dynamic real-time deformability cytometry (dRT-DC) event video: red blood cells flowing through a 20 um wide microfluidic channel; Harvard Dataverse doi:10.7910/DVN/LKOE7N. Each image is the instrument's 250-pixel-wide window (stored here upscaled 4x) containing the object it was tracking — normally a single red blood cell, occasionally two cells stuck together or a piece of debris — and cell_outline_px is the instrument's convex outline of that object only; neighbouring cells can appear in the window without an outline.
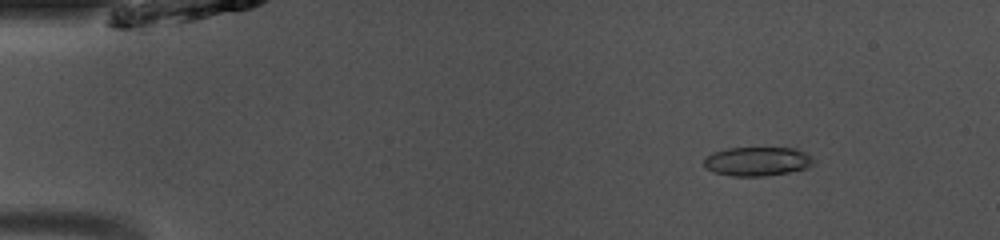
{"species": "common noctule bat (a hibernating species)", "species_latin": "Nyctalus noctula", "temperature_condition": "room temperature", "stored_images_in_passage": 49, "camera_frame_rate_fps": 3000, "um_per_image_px": 0.085, "animal": {"sex": "male", "body_mass_g": 13.0, "forearm_length_mm": 53.1}, "frame": {"image": 1, "passage_image": 7, "time_ms": 2.0, "image_size_px": [1000, 240], "cell_outline_px": [[816, 160], [808, 168], [788, 172], [764, 176], [732, 176], [712, 172], [704, 168], [704, 160], [708, 156], [716, 152], [728, 148], [796, 148], [804, 152]], "centroid_in_image_um": [64.38, 13.72], "position_along_channel_um": 20.6, "area_um2": 18.5}}
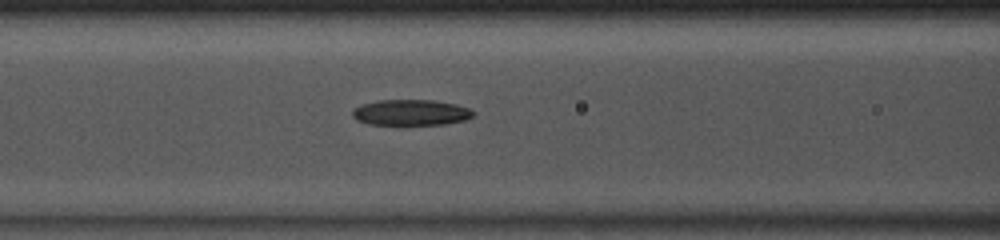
{"frame": {"image": 2, "passage_image": 21, "time_ms": 6.667, "image_size_px": [1000, 240], "cell_outline_px": [[476, 116], [464, 120], [444, 124], [368, 124], [356, 120], [352, 116], [352, 112], [356, 108], [364, 104], [376, 100], [432, 100], [456, 104], [468, 108], [476, 112]], "centroid_in_image_um": [34.96, 9.56], "position_along_channel_um": 131.6, "area_um2": 18.09}}
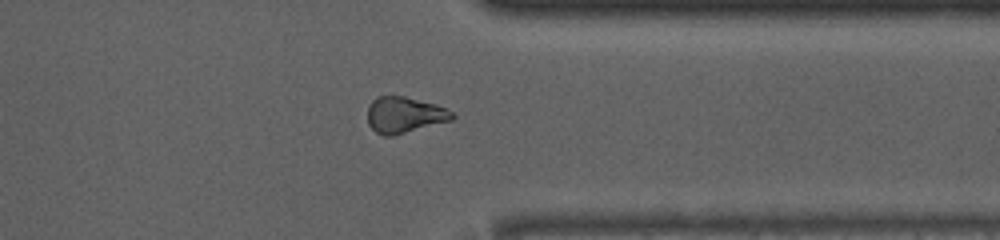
{"frame": {"image": 3, "passage_image": 39, "time_ms": 12.667, "image_size_px": [1000, 240], "cell_outline_px": [[456, 116], [452, 120], [392, 136], [384, 136], [376, 132], [368, 124], [368, 104], [376, 96], [404, 96], [436, 104], [452, 112]], "centroid_in_image_um": [34.36, 9.76], "position_along_channel_um": 377.0, "area_um2": 17.8}, "authors_computed_cell_mechanics": {"area_um2": 18.5538, "velocity_mm_per_s": 4.1203, "shape_relaxation_time_tau1_ms": 3.3652, "shape_relaxation_time_tau2_ms": null, "deformation_change_tau1": 0.0835, "deformation_change_tau2": null}}